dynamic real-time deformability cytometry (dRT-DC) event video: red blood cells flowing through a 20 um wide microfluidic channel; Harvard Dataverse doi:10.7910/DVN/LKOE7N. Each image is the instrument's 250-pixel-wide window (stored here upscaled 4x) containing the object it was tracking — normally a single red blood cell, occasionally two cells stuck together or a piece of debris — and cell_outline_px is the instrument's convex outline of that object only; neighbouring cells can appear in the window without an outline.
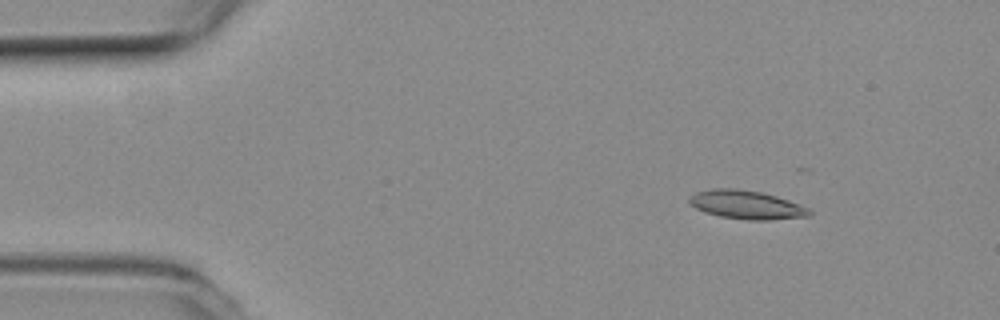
{"species": "common noctule bat (a hibernating species)", "species_latin": "Nyctalus noctula", "temperature_condition": "room temperature", "stored_images_in_passage": 44, "camera_frame_rate_fps": 3000, "um_per_image_px": 0.085, "animal": {"sex": "female", "body_mass_g": 19.3, "forearm_length_mm": 54.1}, "frame": {"image": 1, "passage_image": 7, "time_ms": 2.0, "image_size_px": [1000, 320], "cell_outline_px": [[812, 216], [768, 220], [748, 220], [720, 216], [704, 212], [696, 208], [688, 200], [696, 192], [712, 188], [736, 188], [760, 192], [776, 196], [800, 204], [808, 208], [812, 212]], "centroid_in_image_um": [63.48, 17.41], "position_along_channel_um": 21.5, "area_um2": 19.94}}
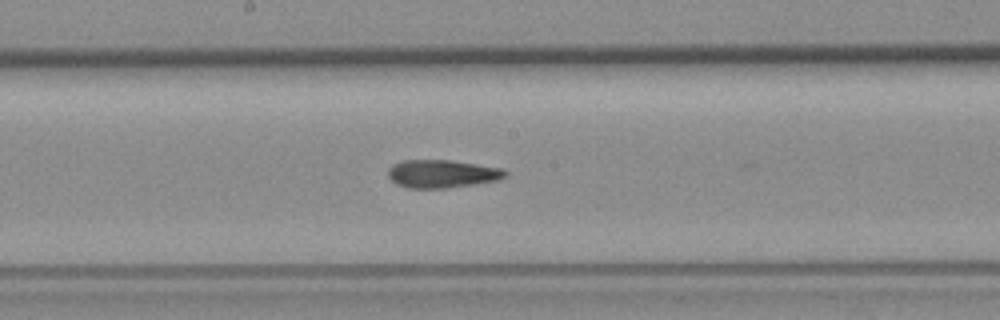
{"frame": {"image": 2, "passage_image": 28, "time_ms": 9.0, "image_size_px": [1000, 320], "cell_outline_px": [[508, 172], [500, 180], [444, 188], [408, 188], [396, 184], [388, 176], [388, 168], [392, 164], [404, 160], [452, 160], [500, 168]], "centroid_in_image_um": [37.54, 14.77], "position_along_channel_um": 210.7, "area_um2": 19.02}}
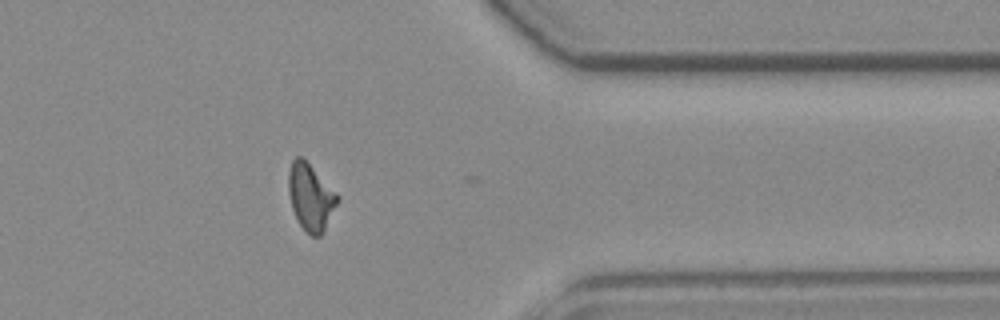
{"frame": {"image": 3, "passage_image": 43, "time_ms": 14.0, "image_size_px": [1000, 320], "cell_outline_px": [[340, 200], [324, 232], [320, 236], [312, 236], [300, 224], [292, 208], [288, 192], [288, 172], [292, 160], [296, 156], [300, 156], [340, 196]], "centroid_in_image_um": [26.42, 16.77], "position_along_channel_um": 385.0, "area_um2": 18.84}, "authors_computed_cell_mechanics": {"area_um2": 19.074, "velocity_mm_per_s": 3.8197, "shape_relaxation_time_tau1_ms": null, "shape_relaxation_time_tau2_ms": 2.4626, "deformation_change_tau1": null, "deformation_change_tau2": 0.1021}}